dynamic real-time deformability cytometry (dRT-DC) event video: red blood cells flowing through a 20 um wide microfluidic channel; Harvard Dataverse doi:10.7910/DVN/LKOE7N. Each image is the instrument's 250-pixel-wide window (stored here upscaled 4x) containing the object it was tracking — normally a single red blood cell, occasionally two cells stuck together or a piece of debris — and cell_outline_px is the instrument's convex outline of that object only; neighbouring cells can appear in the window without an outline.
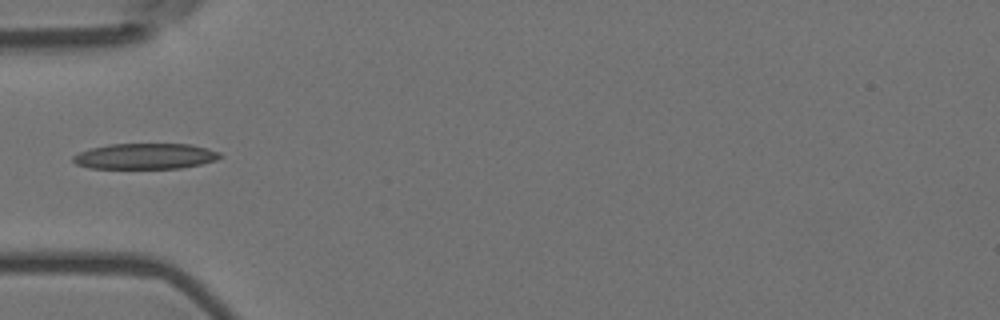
{"species": "Egyptian fruit bat (a non-hibernating species)", "species_latin": "Rousettus aegyptiacus", "temperature_condition": "room temperature", "stored_images_in_passage": 1, "camera_frame_rate_fps": 3000, "um_per_image_px": 0.085, "animal": {"sex": "female"}, "frame": {"image": 1, "passage_image": 1, "time_ms": 0.0, "image_size_px": [1000, 320], "cell_outline_px": [[224, 156], [216, 160], [200, 164], [180, 168], [88, 168], [76, 164], [72, 160], [72, 156], [80, 152], [92, 148], [108, 144], [192, 144], [208, 148], [220, 152]], "centroid_in_image_um": [12.37, 13.27], "position_along_channel_um": 72.6, "area_um2": 22.08}}